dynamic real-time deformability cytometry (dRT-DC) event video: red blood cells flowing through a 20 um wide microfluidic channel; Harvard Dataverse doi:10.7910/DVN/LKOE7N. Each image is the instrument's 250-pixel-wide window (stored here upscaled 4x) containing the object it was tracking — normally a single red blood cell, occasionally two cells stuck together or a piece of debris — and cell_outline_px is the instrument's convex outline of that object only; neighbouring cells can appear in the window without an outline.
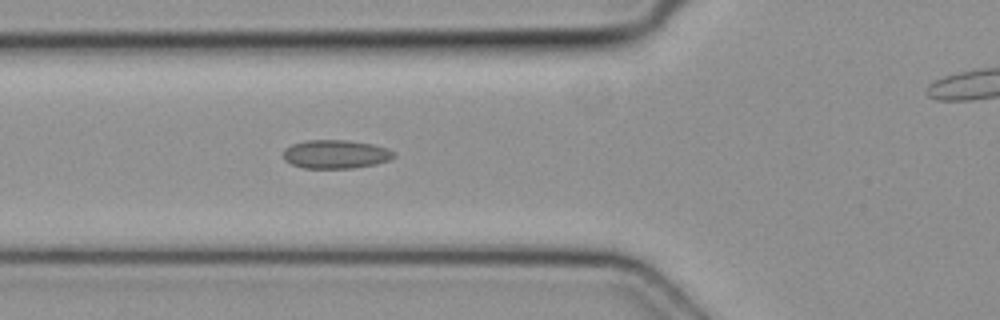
{"species": "common noctule bat (a hibernating species)", "species_latin": "Nyctalus noctula", "temperature_condition": "cold", "stored_images_in_passage": 5, "camera_frame_rate_fps": 3000, "um_per_image_px": 0.085, "animal": {"sex": "female", "body_mass_g": 19.3, "forearm_length_mm": 54.1}, "frame": {"image": 1, "passage_image": 4, "time_ms": 1.0, "image_size_px": [1000, 320], "cell_outline_px": [[396, 156], [388, 160], [376, 164], [352, 168], [304, 168], [292, 164], [284, 160], [284, 148], [292, 144], [308, 140], [348, 140], [372, 144], [388, 148]], "centroid_in_image_um": [28.52, 13.1], "position_along_channel_um": 97.3, "area_um2": 18.38}}